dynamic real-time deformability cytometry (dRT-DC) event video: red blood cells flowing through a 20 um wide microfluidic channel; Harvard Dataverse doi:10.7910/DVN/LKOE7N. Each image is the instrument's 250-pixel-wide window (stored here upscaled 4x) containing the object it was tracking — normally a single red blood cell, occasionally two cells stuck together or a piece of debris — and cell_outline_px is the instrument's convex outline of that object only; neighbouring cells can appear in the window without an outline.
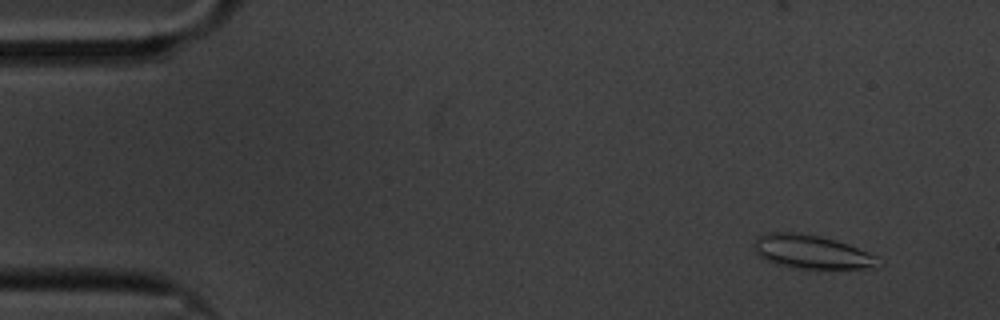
{"species": "common noctule bat (a hibernating species)", "species_latin": "Nyctalus noctula", "temperature_condition": "cold", "stored_images_in_passage": 59, "camera_frame_rate_fps": 3000, "um_per_image_px": 0.085, "animal": {"sex": "male", "body_mass_g": 20.1, "forearm_length_mm": 53.5}, "frame": {"image": 1, "passage_image": 5, "time_ms": 1.333, "image_size_px": [1000, 320], "cell_outline_px": [[884, 264], [876, 268], [796, 268], [764, 260], [756, 256], [752, 248], [756, 236], [768, 232], [792, 232], [820, 236], [836, 240], [848, 244], [868, 252], [876, 256]], "centroid_in_image_um": [68.96, 21.4], "position_along_channel_um": 16.0, "area_um2": 24.62}}
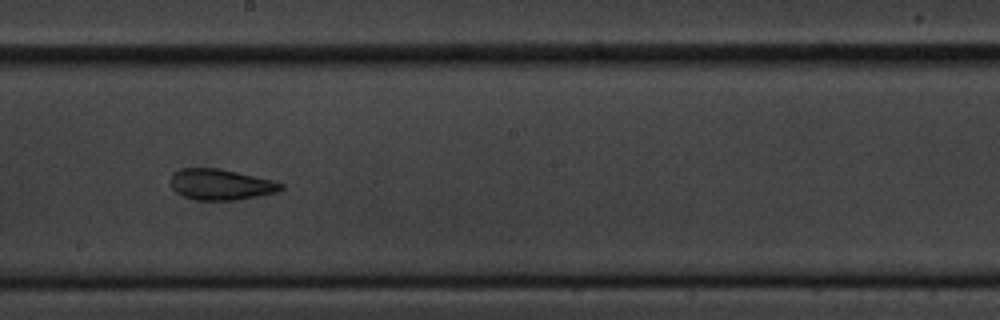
{"frame": {"image": 2, "passage_image": 33, "time_ms": 10.667, "image_size_px": [1000, 320], "cell_outline_px": [[284, 188], [276, 192], [260, 196], [240, 200], [196, 200], [184, 196], [176, 192], [172, 188], [172, 172], [180, 168], [220, 168], [272, 180], [284, 184]], "centroid_in_image_um": [18.78, 15.68], "position_along_channel_um": 229.4, "area_um2": 19.94}}
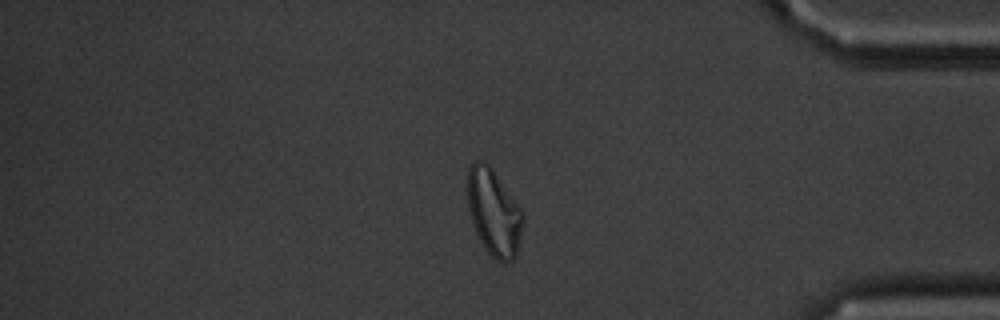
{"frame": {"image": 3, "passage_image": 50, "time_ms": 16.333, "image_size_px": [1000, 320], "cell_outline_px": [[524, 220], [516, 256], [508, 264], [504, 264], [496, 260], [488, 252], [480, 240], [472, 224], [468, 208], [468, 168], [476, 160], [484, 160], [492, 168], [520, 208], [524, 216]], "centroid_in_image_um": [41.98, 18.08], "position_along_channel_um": 393.2, "area_um2": 27.86}, "authors_computed_cell_mechanics": {"area_um2": 22.4264, "velocity_mm_per_s": 3.3555, "shape_relaxation_time_tau1_ms": null, "shape_relaxation_time_tau2_ms": 2.9405, "deformation_change_tau1": null, "deformation_change_tau2": 0.1115}}